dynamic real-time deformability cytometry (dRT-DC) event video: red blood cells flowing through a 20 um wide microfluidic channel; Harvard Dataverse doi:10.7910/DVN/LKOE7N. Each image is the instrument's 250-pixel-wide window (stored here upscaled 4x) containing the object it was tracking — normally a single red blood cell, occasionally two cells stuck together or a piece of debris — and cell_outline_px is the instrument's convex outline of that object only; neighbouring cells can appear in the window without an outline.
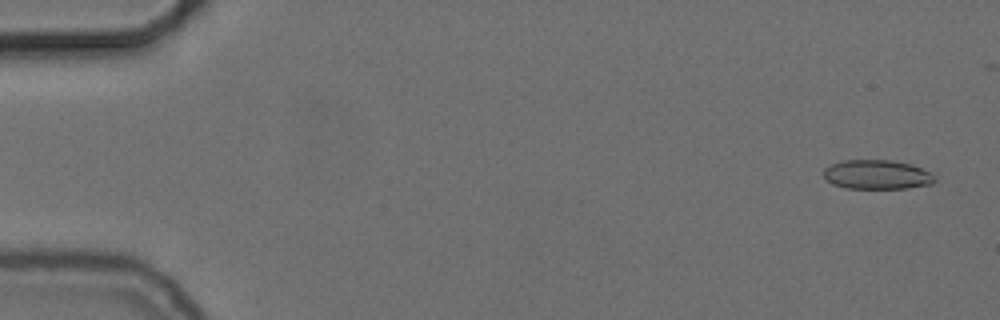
{"species": "common noctule bat (a hibernating species)", "species_latin": "Nyctalus noctula", "temperature_condition": "cold", "stored_images_in_passage": 56, "camera_frame_rate_fps": 3000, "um_per_image_px": 0.085, "animal": {"sex": "female", "body_mass_g": 24.6, "forearm_length_mm": 56.2}, "frame": {"image": 1, "passage_image": 3, "time_ms": 0.667, "image_size_px": [1000, 320], "cell_outline_px": [[936, 180], [932, 184], [908, 188], [848, 188], [832, 184], [824, 176], [824, 168], [832, 164], [844, 160], [892, 160], [908, 164], [932, 172], [936, 176]], "centroid_in_image_um": [74.58, 14.84], "position_along_channel_um": 10.4, "area_um2": 18.9}}
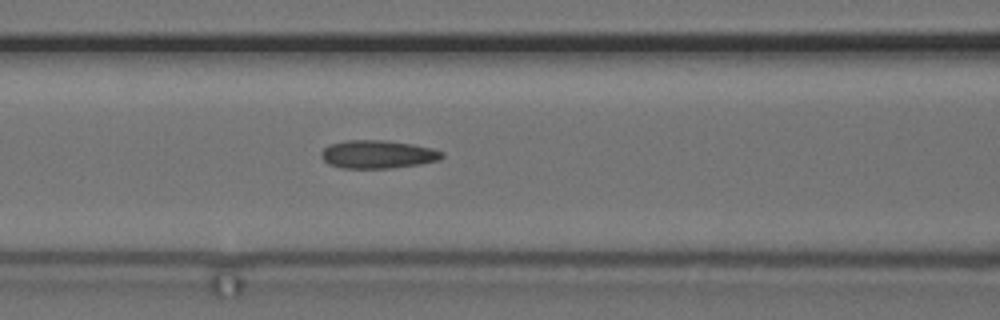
{"frame": {"image": 2, "passage_image": 24, "time_ms": 7.667, "image_size_px": [1000, 320], "cell_outline_px": [[444, 156], [440, 160], [420, 164], [392, 168], [340, 168], [328, 164], [320, 156], [320, 152], [328, 144], [344, 140], [384, 140], [412, 144], [432, 148], [444, 152]], "centroid_in_image_um": [32.09, 13.11], "position_along_channel_um": 134.5, "area_um2": 20.06}}
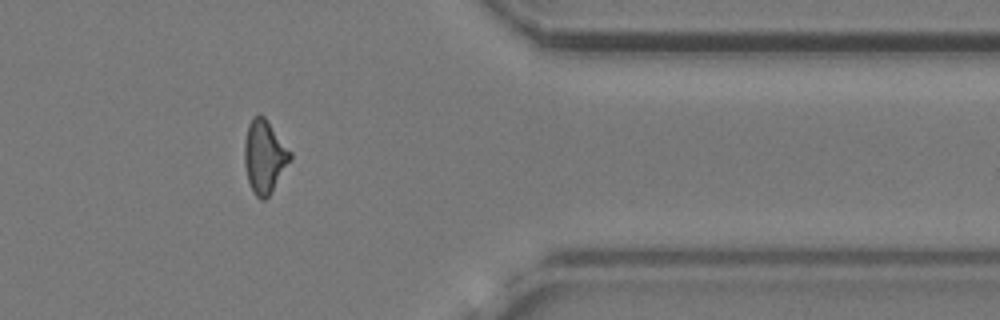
{"frame": {"image": 3, "passage_image": 46, "time_ms": 15.0, "image_size_px": [1000, 320], "cell_outline_px": [[292, 160], [268, 196], [264, 200], [260, 200], [252, 192], [248, 180], [244, 164], [244, 144], [248, 124], [252, 116], [264, 116], [292, 152]], "centroid_in_image_um": [22.48, 13.32], "position_along_channel_um": 388.9, "area_um2": 19.54}, "authors_computed_cell_mechanics": {"area_um2": 19.3052, "velocity_mm_per_s": 3.7164, "shape_relaxation_time_tau1_ms": null, "shape_relaxation_time_tau2_ms": 2.1243, "deformation_change_tau1": null, "deformation_change_tau2": 0.0926}}